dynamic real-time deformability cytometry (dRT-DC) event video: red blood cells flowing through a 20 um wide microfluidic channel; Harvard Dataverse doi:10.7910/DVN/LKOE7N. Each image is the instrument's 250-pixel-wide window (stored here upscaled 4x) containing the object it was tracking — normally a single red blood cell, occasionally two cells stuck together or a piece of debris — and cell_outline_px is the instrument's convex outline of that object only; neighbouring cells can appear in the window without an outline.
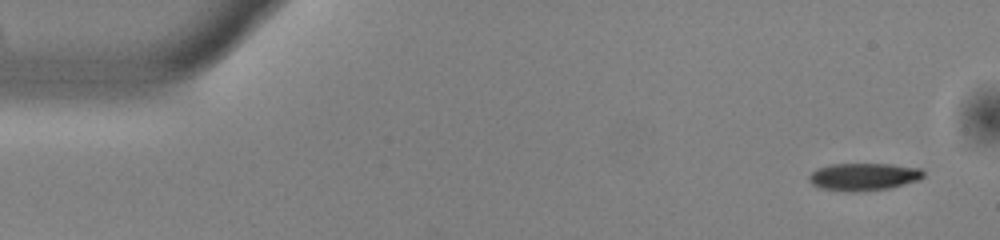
{"species": "common noctule bat (a hibernating species)", "species_latin": "Nyctalus noctula", "temperature_condition": "warm", "stored_images_in_passage": 21, "camera_frame_rate_fps": 3000, "um_per_image_px": 0.085, "animal": {"sex": "male", "body_mass_g": 13.0, "forearm_length_mm": 53.1}, "frame": {"image": 1, "passage_image": 1, "time_ms": 0.0, "image_size_px": [1000, 240], "cell_outline_px": [[924, 176], [920, 180], [888, 188], [856, 192], [844, 192], [820, 188], [812, 184], [808, 180], [808, 176], [816, 168], [832, 164], [892, 164], [920, 168], [924, 172]], "centroid_in_image_um": [73.39, 15.02], "position_along_channel_um": 11.6, "area_um2": 18.5}}
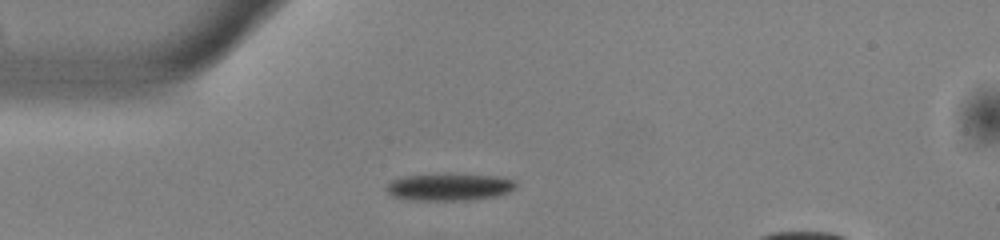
{"frame": {"image": 2, "passage_image": 12, "time_ms": 3.667, "image_size_px": [1000, 240], "cell_outline_px": [[516, 188], [508, 192], [496, 196], [468, 200], [408, 200], [392, 196], [384, 188], [392, 180], [404, 176], [496, 176], [516, 180]], "centroid_in_image_um": [38.18, 15.93], "position_along_channel_um": 46.8, "area_um2": 19.77}}